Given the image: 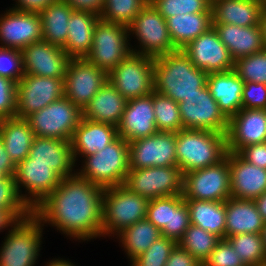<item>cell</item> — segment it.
I'll list each match as a JSON object with an SVG mask.
<instances>
[{"mask_svg": "<svg viewBox=\"0 0 266 266\" xmlns=\"http://www.w3.org/2000/svg\"><path fill=\"white\" fill-rule=\"evenodd\" d=\"M165 266H202V263L177 244Z\"/></svg>", "mask_w": 266, "mask_h": 266, "instance_id": "obj_51", "label": "cell"}, {"mask_svg": "<svg viewBox=\"0 0 266 266\" xmlns=\"http://www.w3.org/2000/svg\"><path fill=\"white\" fill-rule=\"evenodd\" d=\"M17 83L0 76V120L16 116Z\"/></svg>", "mask_w": 266, "mask_h": 266, "instance_id": "obj_48", "label": "cell"}, {"mask_svg": "<svg viewBox=\"0 0 266 266\" xmlns=\"http://www.w3.org/2000/svg\"><path fill=\"white\" fill-rule=\"evenodd\" d=\"M108 81V73L86 58H71L64 78V96L81 110Z\"/></svg>", "mask_w": 266, "mask_h": 266, "instance_id": "obj_14", "label": "cell"}, {"mask_svg": "<svg viewBox=\"0 0 266 266\" xmlns=\"http://www.w3.org/2000/svg\"><path fill=\"white\" fill-rule=\"evenodd\" d=\"M130 35L128 27L100 19L94 28L91 51L85 58L109 73L132 53Z\"/></svg>", "mask_w": 266, "mask_h": 266, "instance_id": "obj_7", "label": "cell"}, {"mask_svg": "<svg viewBox=\"0 0 266 266\" xmlns=\"http://www.w3.org/2000/svg\"><path fill=\"white\" fill-rule=\"evenodd\" d=\"M260 25L262 27L264 45L266 47V8L263 9Z\"/></svg>", "mask_w": 266, "mask_h": 266, "instance_id": "obj_58", "label": "cell"}, {"mask_svg": "<svg viewBox=\"0 0 266 266\" xmlns=\"http://www.w3.org/2000/svg\"><path fill=\"white\" fill-rule=\"evenodd\" d=\"M24 73L35 76L65 78L71 57L63 48L39 41L22 50Z\"/></svg>", "mask_w": 266, "mask_h": 266, "instance_id": "obj_21", "label": "cell"}, {"mask_svg": "<svg viewBox=\"0 0 266 266\" xmlns=\"http://www.w3.org/2000/svg\"><path fill=\"white\" fill-rule=\"evenodd\" d=\"M26 119L35 136L71 141L82 110L63 96Z\"/></svg>", "mask_w": 266, "mask_h": 266, "instance_id": "obj_9", "label": "cell"}, {"mask_svg": "<svg viewBox=\"0 0 266 266\" xmlns=\"http://www.w3.org/2000/svg\"><path fill=\"white\" fill-rule=\"evenodd\" d=\"M128 143L130 169L177 166L175 132L158 131Z\"/></svg>", "mask_w": 266, "mask_h": 266, "instance_id": "obj_17", "label": "cell"}, {"mask_svg": "<svg viewBox=\"0 0 266 266\" xmlns=\"http://www.w3.org/2000/svg\"><path fill=\"white\" fill-rule=\"evenodd\" d=\"M154 91L177 103L206 85L207 73L194 66L178 49L154 59Z\"/></svg>", "mask_w": 266, "mask_h": 266, "instance_id": "obj_2", "label": "cell"}, {"mask_svg": "<svg viewBox=\"0 0 266 266\" xmlns=\"http://www.w3.org/2000/svg\"><path fill=\"white\" fill-rule=\"evenodd\" d=\"M202 266H246L227 239H221Z\"/></svg>", "mask_w": 266, "mask_h": 266, "instance_id": "obj_47", "label": "cell"}, {"mask_svg": "<svg viewBox=\"0 0 266 266\" xmlns=\"http://www.w3.org/2000/svg\"><path fill=\"white\" fill-rule=\"evenodd\" d=\"M17 221L7 212L0 209V231L4 229H9L12 227Z\"/></svg>", "mask_w": 266, "mask_h": 266, "instance_id": "obj_55", "label": "cell"}, {"mask_svg": "<svg viewBox=\"0 0 266 266\" xmlns=\"http://www.w3.org/2000/svg\"><path fill=\"white\" fill-rule=\"evenodd\" d=\"M128 29L140 44L138 47L140 50L132 49V53L155 59L178 50L170 38L165 18L149 1L137 14Z\"/></svg>", "mask_w": 266, "mask_h": 266, "instance_id": "obj_8", "label": "cell"}, {"mask_svg": "<svg viewBox=\"0 0 266 266\" xmlns=\"http://www.w3.org/2000/svg\"><path fill=\"white\" fill-rule=\"evenodd\" d=\"M231 197L254 200L266 191V169L259 168L227 151Z\"/></svg>", "mask_w": 266, "mask_h": 266, "instance_id": "obj_24", "label": "cell"}, {"mask_svg": "<svg viewBox=\"0 0 266 266\" xmlns=\"http://www.w3.org/2000/svg\"><path fill=\"white\" fill-rule=\"evenodd\" d=\"M146 218L163 237L178 242L190 226L189 210L182 194L149 200Z\"/></svg>", "mask_w": 266, "mask_h": 266, "instance_id": "obj_19", "label": "cell"}, {"mask_svg": "<svg viewBox=\"0 0 266 266\" xmlns=\"http://www.w3.org/2000/svg\"><path fill=\"white\" fill-rule=\"evenodd\" d=\"M14 179L21 198L33 211L63 178L49 164L31 163V158L27 157L16 165ZM22 187L26 190L25 194H22Z\"/></svg>", "mask_w": 266, "mask_h": 266, "instance_id": "obj_15", "label": "cell"}, {"mask_svg": "<svg viewBox=\"0 0 266 266\" xmlns=\"http://www.w3.org/2000/svg\"><path fill=\"white\" fill-rule=\"evenodd\" d=\"M149 200L124 185L104 189L102 197V236L117 235L145 219Z\"/></svg>", "mask_w": 266, "mask_h": 266, "instance_id": "obj_5", "label": "cell"}, {"mask_svg": "<svg viewBox=\"0 0 266 266\" xmlns=\"http://www.w3.org/2000/svg\"><path fill=\"white\" fill-rule=\"evenodd\" d=\"M127 99L109 82L98 91L82 110V117L93 122L118 126Z\"/></svg>", "mask_w": 266, "mask_h": 266, "instance_id": "obj_30", "label": "cell"}, {"mask_svg": "<svg viewBox=\"0 0 266 266\" xmlns=\"http://www.w3.org/2000/svg\"><path fill=\"white\" fill-rule=\"evenodd\" d=\"M242 109L266 110V84L244 82L242 89Z\"/></svg>", "mask_w": 266, "mask_h": 266, "instance_id": "obj_49", "label": "cell"}, {"mask_svg": "<svg viewBox=\"0 0 266 266\" xmlns=\"http://www.w3.org/2000/svg\"><path fill=\"white\" fill-rule=\"evenodd\" d=\"M177 245L173 239L161 236L141 255L131 261V266H165Z\"/></svg>", "mask_w": 266, "mask_h": 266, "instance_id": "obj_45", "label": "cell"}, {"mask_svg": "<svg viewBox=\"0 0 266 266\" xmlns=\"http://www.w3.org/2000/svg\"><path fill=\"white\" fill-rule=\"evenodd\" d=\"M189 210L190 224L225 239L226 206L225 202L184 200Z\"/></svg>", "mask_w": 266, "mask_h": 266, "instance_id": "obj_35", "label": "cell"}, {"mask_svg": "<svg viewBox=\"0 0 266 266\" xmlns=\"http://www.w3.org/2000/svg\"><path fill=\"white\" fill-rule=\"evenodd\" d=\"M178 106L183 128L227 134L229 119L220 110L207 85L198 93L185 97Z\"/></svg>", "mask_w": 266, "mask_h": 266, "instance_id": "obj_13", "label": "cell"}, {"mask_svg": "<svg viewBox=\"0 0 266 266\" xmlns=\"http://www.w3.org/2000/svg\"><path fill=\"white\" fill-rule=\"evenodd\" d=\"M261 235H262V240H263V243H264V248L266 250V223L264 224V227L262 229Z\"/></svg>", "mask_w": 266, "mask_h": 266, "instance_id": "obj_59", "label": "cell"}, {"mask_svg": "<svg viewBox=\"0 0 266 266\" xmlns=\"http://www.w3.org/2000/svg\"><path fill=\"white\" fill-rule=\"evenodd\" d=\"M206 85L220 110L228 119L242 108L244 81L234 70L209 73Z\"/></svg>", "mask_w": 266, "mask_h": 266, "instance_id": "obj_28", "label": "cell"}, {"mask_svg": "<svg viewBox=\"0 0 266 266\" xmlns=\"http://www.w3.org/2000/svg\"><path fill=\"white\" fill-rule=\"evenodd\" d=\"M246 266L266 263V250L261 233H243L226 238Z\"/></svg>", "mask_w": 266, "mask_h": 266, "instance_id": "obj_39", "label": "cell"}, {"mask_svg": "<svg viewBox=\"0 0 266 266\" xmlns=\"http://www.w3.org/2000/svg\"><path fill=\"white\" fill-rule=\"evenodd\" d=\"M47 266H75L73 263H71L70 261L68 260H64V259H57L56 260H49V262H47L46 264ZM45 265V266H46Z\"/></svg>", "mask_w": 266, "mask_h": 266, "instance_id": "obj_57", "label": "cell"}, {"mask_svg": "<svg viewBox=\"0 0 266 266\" xmlns=\"http://www.w3.org/2000/svg\"><path fill=\"white\" fill-rule=\"evenodd\" d=\"M28 157L31 163L49 164L62 178L76 174L70 141L35 136Z\"/></svg>", "mask_w": 266, "mask_h": 266, "instance_id": "obj_25", "label": "cell"}, {"mask_svg": "<svg viewBox=\"0 0 266 266\" xmlns=\"http://www.w3.org/2000/svg\"><path fill=\"white\" fill-rule=\"evenodd\" d=\"M237 154L250 164L266 169V142L245 146Z\"/></svg>", "mask_w": 266, "mask_h": 266, "instance_id": "obj_50", "label": "cell"}, {"mask_svg": "<svg viewBox=\"0 0 266 266\" xmlns=\"http://www.w3.org/2000/svg\"><path fill=\"white\" fill-rule=\"evenodd\" d=\"M153 7L166 19L179 14L212 12L209 0H149Z\"/></svg>", "mask_w": 266, "mask_h": 266, "instance_id": "obj_44", "label": "cell"}, {"mask_svg": "<svg viewBox=\"0 0 266 266\" xmlns=\"http://www.w3.org/2000/svg\"><path fill=\"white\" fill-rule=\"evenodd\" d=\"M225 206V239L237 234L262 232L265 222L253 200L230 197Z\"/></svg>", "mask_w": 266, "mask_h": 266, "instance_id": "obj_32", "label": "cell"}, {"mask_svg": "<svg viewBox=\"0 0 266 266\" xmlns=\"http://www.w3.org/2000/svg\"><path fill=\"white\" fill-rule=\"evenodd\" d=\"M220 240L217 235L190 224L177 244L203 264Z\"/></svg>", "mask_w": 266, "mask_h": 266, "instance_id": "obj_38", "label": "cell"}, {"mask_svg": "<svg viewBox=\"0 0 266 266\" xmlns=\"http://www.w3.org/2000/svg\"><path fill=\"white\" fill-rule=\"evenodd\" d=\"M117 137V127L106 123L93 122L82 117L70 141L75 163L78 160L77 155L85 158L102 151Z\"/></svg>", "mask_w": 266, "mask_h": 266, "instance_id": "obj_26", "label": "cell"}, {"mask_svg": "<svg viewBox=\"0 0 266 266\" xmlns=\"http://www.w3.org/2000/svg\"><path fill=\"white\" fill-rule=\"evenodd\" d=\"M104 189L77 173L62 179L33 214L44 225L51 224L75 240L102 237V197Z\"/></svg>", "mask_w": 266, "mask_h": 266, "instance_id": "obj_1", "label": "cell"}, {"mask_svg": "<svg viewBox=\"0 0 266 266\" xmlns=\"http://www.w3.org/2000/svg\"><path fill=\"white\" fill-rule=\"evenodd\" d=\"M100 16L89 11L74 10L68 20V37L63 48L71 58H85L91 51L93 32Z\"/></svg>", "mask_w": 266, "mask_h": 266, "instance_id": "obj_31", "label": "cell"}, {"mask_svg": "<svg viewBox=\"0 0 266 266\" xmlns=\"http://www.w3.org/2000/svg\"><path fill=\"white\" fill-rule=\"evenodd\" d=\"M165 20L170 38L177 49L184 48L213 27L212 12L179 14Z\"/></svg>", "mask_w": 266, "mask_h": 266, "instance_id": "obj_34", "label": "cell"}, {"mask_svg": "<svg viewBox=\"0 0 266 266\" xmlns=\"http://www.w3.org/2000/svg\"><path fill=\"white\" fill-rule=\"evenodd\" d=\"M0 209L7 211L16 221L24 220L33 213L21 198L14 176L0 181Z\"/></svg>", "mask_w": 266, "mask_h": 266, "instance_id": "obj_42", "label": "cell"}, {"mask_svg": "<svg viewBox=\"0 0 266 266\" xmlns=\"http://www.w3.org/2000/svg\"><path fill=\"white\" fill-rule=\"evenodd\" d=\"M148 199L182 194L183 173L178 166L129 169L123 184Z\"/></svg>", "mask_w": 266, "mask_h": 266, "instance_id": "obj_11", "label": "cell"}, {"mask_svg": "<svg viewBox=\"0 0 266 266\" xmlns=\"http://www.w3.org/2000/svg\"><path fill=\"white\" fill-rule=\"evenodd\" d=\"M226 154V134L185 128L176 132L177 166L183 174L214 165Z\"/></svg>", "mask_w": 266, "mask_h": 266, "instance_id": "obj_3", "label": "cell"}, {"mask_svg": "<svg viewBox=\"0 0 266 266\" xmlns=\"http://www.w3.org/2000/svg\"><path fill=\"white\" fill-rule=\"evenodd\" d=\"M69 4L74 10L89 11L100 15L105 0H63Z\"/></svg>", "mask_w": 266, "mask_h": 266, "instance_id": "obj_53", "label": "cell"}, {"mask_svg": "<svg viewBox=\"0 0 266 266\" xmlns=\"http://www.w3.org/2000/svg\"><path fill=\"white\" fill-rule=\"evenodd\" d=\"M263 221L266 223V191L253 200Z\"/></svg>", "mask_w": 266, "mask_h": 266, "instance_id": "obj_56", "label": "cell"}, {"mask_svg": "<svg viewBox=\"0 0 266 266\" xmlns=\"http://www.w3.org/2000/svg\"><path fill=\"white\" fill-rule=\"evenodd\" d=\"M161 236V231L147 218L117 234L130 262L143 254Z\"/></svg>", "mask_w": 266, "mask_h": 266, "instance_id": "obj_37", "label": "cell"}, {"mask_svg": "<svg viewBox=\"0 0 266 266\" xmlns=\"http://www.w3.org/2000/svg\"><path fill=\"white\" fill-rule=\"evenodd\" d=\"M74 9L59 0L39 13L42 24V40L64 48L68 37V20Z\"/></svg>", "mask_w": 266, "mask_h": 266, "instance_id": "obj_36", "label": "cell"}, {"mask_svg": "<svg viewBox=\"0 0 266 266\" xmlns=\"http://www.w3.org/2000/svg\"><path fill=\"white\" fill-rule=\"evenodd\" d=\"M184 200L225 202L231 197L230 170L226 156L218 163L183 174Z\"/></svg>", "mask_w": 266, "mask_h": 266, "instance_id": "obj_10", "label": "cell"}, {"mask_svg": "<svg viewBox=\"0 0 266 266\" xmlns=\"http://www.w3.org/2000/svg\"><path fill=\"white\" fill-rule=\"evenodd\" d=\"M64 96V78L24 74L17 82L16 117L27 118Z\"/></svg>", "mask_w": 266, "mask_h": 266, "instance_id": "obj_16", "label": "cell"}, {"mask_svg": "<svg viewBox=\"0 0 266 266\" xmlns=\"http://www.w3.org/2000/svg\"><path fill=\"white\" fill-rule=\"evenodd\" d=\"M264 8L263 0H216L211 7L213 23L258 26Z\"/></svg>", "mask_w": 266, "mask_h": 266, "instance_id": "obj_29", "label": "cell"}, {"mask_svg": "<svg viewBox=\"0 0 266 266\" xmlns=\"http://www.w3.org/2000/svg\"><path fill=\"white\" fill-rule=\"evenodd\" d=\"M213 27L234 60L266 48L261 25L241 27L233 24L213 23Z\"/></svg>", "mask_w": 266, "mask_h": 266, "instance_id": "obj_27", "label": "cell"}, {"mask_svg": "<svg viewBox=\"0 0 266 266\" xmlns=\"http://www.w3.org/2000/svg\"><path fill=\"white\" fill-rule=\"evenodd\" d=\"M16 1V0H15ZM59 0H17L12 9L23 12L40 13L50 4Z\"/></svg>", "mask_w": 266, "mask_h": 266, "instance_id": "obj_52", "label": "cell"}, {"mask_svg": "<svg viewBox=\"0 0 266 266\" xmlns=\"http://www.w3.org/2000/svg\"><path fill=\"white\" fill-rule=\"evenodd\" d=\"M227 151L266 142V110L240 109L229 119L226 134Z\"/></svg>", "mask_w": 266, "mask_h": 266, "instance_id": "obj_22", "label": "cell"}, {"mask_svg": "<svg viewBox=\"0 0 266 266\" xmlns=\"http://www.w3.org/2000/svg\"><path fill=\"white\" fill-rule=\"evenodd\" d=\"M43 226L33 213L17 221L0 247V266H34L42 244Z\"/></svg>", "mask_w": 266, "mask_h": 266, "instance_id": "obj_6", "label": "cell"}, {"mask_svg": "<svg viewBox=\"0 0 266 266\" xmlns=\"http://www.w3.org/2000/svg\"><path fill=\"white\" fill-rule=\"evenodd\" d=\"M16 165L10 159L6 152V147L0 138V171H3L7 176H14Z\"/></svg>", "mask_w": 266, "mask_h": 266, "instance_id": "obj_54", "label": "cell"}, {"mask_svg": "<svg viewBox=\"0 0 266 266\" xmlns=\"http://www.w3.org/2000/svg\"><path fill=\"white\" fill-rule=\"evenodd\" d=\"M117 130L118 136L127 142L146 138L158 132L155 125L153 92L127 101Z\"/></svg>", "mask_w": 266, "mask_h": 266, "instance_id": "obj_23", "label": "cell"}, {"mask_svg": "<svg viewBox=\"0 0 266 266\" xmlns=\"http://www.w3.org/2000/svg\"><path fill=\"white\" fill-rule=\"evenodd\" d=\"M182 51L194 66L207 74L227 72L234 69L235 60L221 42L214 27L189 42Z\"/></svg>", "mask_w": 266, "mask_h": 266, "instance_id": "obj_18", "label": "cell"}, {"mask_svg": "<svg viewBox=\"0 0 266 266\" xmlns=\"http://www.w3.org/2000/svg\"><path fill=\"white\" fill-rule=\"evenodd\" d=\"M34 137L26 118L15 116L0 120V138L15 165L28 157Z\"/></svg>", "mask_w": 266, "mask_h": 266, "instance_id": "obj_33", "label": "cell"}, {"mask_svg": "<svg viewBox=\"0 0 266 266\" xmlns=\"http://www.w3.org/2000/svg\"><path fill=\"white\" fill-rule=\"evenodd\" d=\"M149 0H105L100 19L129 27Z\"/></svg>", "mask_w": 266, "mask_h": 266, "instance_id": "obj_41", "label": "cell"}, {"mask_svg": "<svg viewBox=\"0 0 266 266\" xmlns=\"http://www.w3.org/2000/svg\"><path fill=\"white\" fill-rule=\"evenodd\" d=\"M233 70L244 82L266 84V48L236 59Z\"/></svg>", "mask_w": 266, "mask_h": 266, "instance_id": "obj_43", "label": "cell"}, {"mask_svg": "<svg viewBox=\"0 0 266 266\" xmlns=\"http://www.w3.org/2000/svg\"><path fill=\"white\" fill-rule=\"evenodd\" d=\"M155 125L159 132H178L183 128L179 106L173 99L153 91Z\"/></svg>", "mask_w": 266, "mask_h": 266, "instance_id": "obj_40", "label": "cell"}, {"mask_svg": "<svg viewBox=\"0 0 266 266\" xmlns=\"http://www.w3.org/2000/svg\"><path fill=\"white\" fill-rule=\"evenodd\" d=\"M24 74L22 51L0 47V76L17 83Z\"/></svg>", "mask_w": 266, "mask_h": 266, "instance_id": "obj_46", "label": "cell"}, {"mask_svg": "<svg viewBox=\"0 0 266 266\" xmlns=\"http://www.w3.org/2000/svg\"><path fill=\"white\" fill-rule=\"evenodd\" d=\"M6 177L7 175L3 171H0V181L4 180Z\"/></svg>", "mask_w": 266, "mask_h": 266, "instance_id": "obj_60", "label": "cell"}, {"mask_svg": "<svg viewBox=\"0 0 266 266\" xmlns=\"http://www.w3.org/2000/svg\"><path fill=\"white\" fill-rule=\"evenodd\" d=\"M154 58L131 53L108 73V81L127 100L154 91Z\"/></svg>", "mask_w": 266, "mask_h": 266, "instance_id": "obj_12", "label": "cell"}, {"mask_svg": "<svg viewBox=\"0 0 266 266\" xmlns=\"http://www.w3.org/2000/svg\"><path fill=\"white\" fill-rule=\"evenodd\" d=\"M4 14V15H3ZM0 15V47L23 50L42 41L39 13L17 11L12 8Z\"/></svg>", "mask_w": 266, "mask_h": 266, "instance_id": "obj_20", "label": "cell"}, {"mask_svg": "<svg viewBox=\"0 0 266 266\" xmlns=\"http://www.w3.org/2000/svg\"><path fill=\"white\" fill-rule=\"evenodd\" d=\"M83 163L76 171L83 179L103 189L123 185L130 169L129 143L118 136L102 151L86 156Z\"/></svg>", "mask_w": 266, "mask_h": 266, "instance_id": "obj_4", "label": "cell"}]
</instances>
